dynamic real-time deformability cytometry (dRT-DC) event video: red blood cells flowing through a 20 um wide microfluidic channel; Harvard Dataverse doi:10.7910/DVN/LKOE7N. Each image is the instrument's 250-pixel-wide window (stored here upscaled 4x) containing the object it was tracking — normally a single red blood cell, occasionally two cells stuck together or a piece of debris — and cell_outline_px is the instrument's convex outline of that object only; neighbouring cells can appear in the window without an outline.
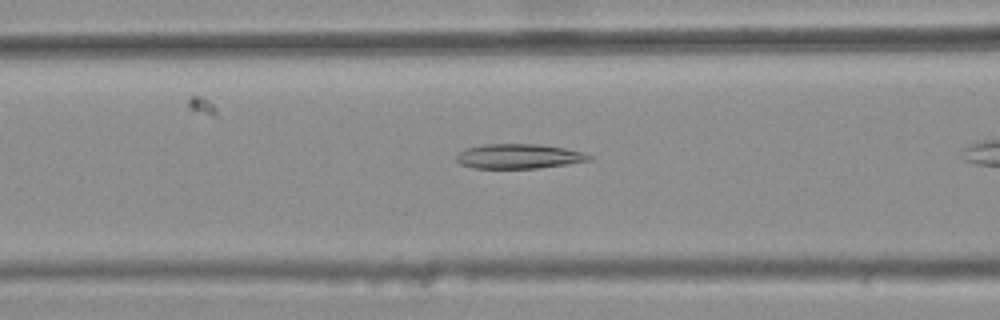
{"species": "common noctule bat (a hibernating species)", "species_latin": "Nyctalus noctula", "temperature_condition": "warm", "stored_images_in_passage": 19, "camera_frame_rate_fps": 3000, "um_per_image_px": 0.085, "animal": {"sex": "female", "body_mass_g": 25.1}, "frame": {"image": 1, "passage_image": 11, "time_ms": 3.333, "image_size_px": [1000, 320], "cell_outline_px": [[592, 160], [568, 164], [536, 168], [472, 168], [460, 164], [456, 160], [456, 156], [460, 152], [468, 148], [480, 144], [540, 144], [564, 148], [584, 152], [592, 156]], "centroid_in_image_um": [44.11, 13.28], "position_along_channel_um": 122.5, "area_um2": 19.13}}
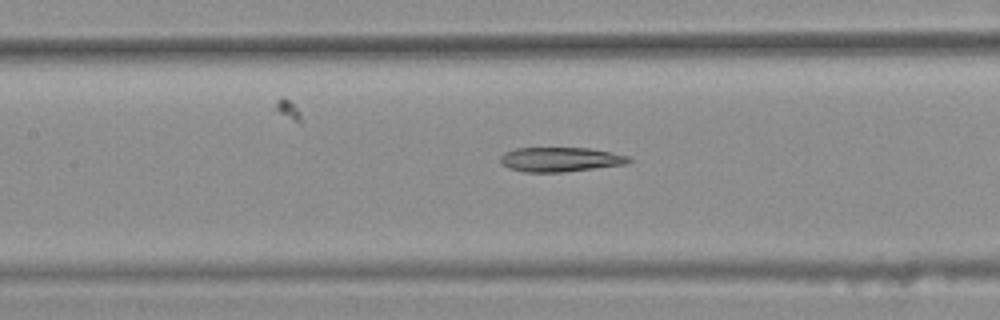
{"frame": {"image": 2, "passage_image": 14, "time_ms": 4.333, "image_size_px": [1000, 320], "cell_outline_px": [[632, 160], [624, 164], [560, 172], [524, 172], [508, 168], [500, 160], [500, 156], [504, 152], [516, 148], [592, 148], [628, 156]], "centroid_in_image_um": [47.58, 13.54], "position_along_channel_um": 159.8, "area_um2": 18.09}}